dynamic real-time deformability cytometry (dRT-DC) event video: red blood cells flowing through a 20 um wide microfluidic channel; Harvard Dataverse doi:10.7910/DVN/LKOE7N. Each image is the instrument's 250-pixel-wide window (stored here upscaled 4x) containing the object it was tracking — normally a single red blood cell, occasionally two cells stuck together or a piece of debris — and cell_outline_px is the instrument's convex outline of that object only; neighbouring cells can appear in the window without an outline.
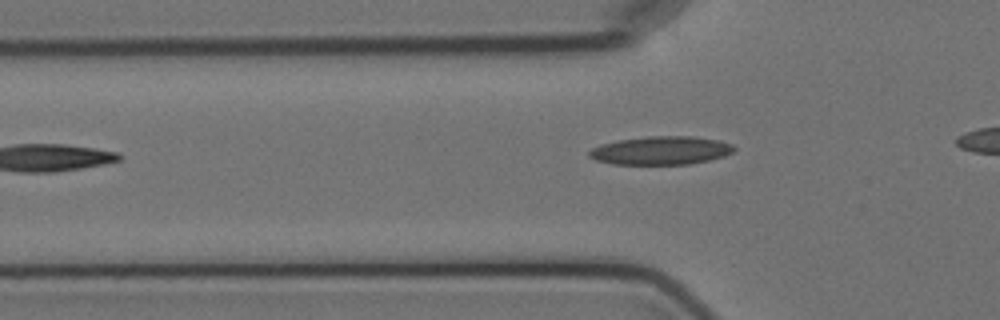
{"species": "Egyptian fruit bat (a non-hibernating species)", "species_latin": "Rousettus aegyptiacus", "temperature_condition": "cold", "stored_images_in_passage": 3, "camera_frame_rate_fps": 3000, "um_per_image_px": 0.085, "animal": {"sex": "female"}, "frame": {"image": 1, "passage_image": 3, "time_ms": 2.333, "image_size_px": [1000, 320], "cell_outline_px": [[736, 148], [732, 152], [724, 156], [708, 160], [688, 164], [612, 164], [596, 160], [588, 156], [588, 152], [592, 148], [600, 144], [620, 140], [648, 136], [692, 136], [720, 140], [732, 144]], "centroid_in_image_um": [56.18, 12.79], "position_along_channel_um": 69.6, "area_um2": 23.93}}